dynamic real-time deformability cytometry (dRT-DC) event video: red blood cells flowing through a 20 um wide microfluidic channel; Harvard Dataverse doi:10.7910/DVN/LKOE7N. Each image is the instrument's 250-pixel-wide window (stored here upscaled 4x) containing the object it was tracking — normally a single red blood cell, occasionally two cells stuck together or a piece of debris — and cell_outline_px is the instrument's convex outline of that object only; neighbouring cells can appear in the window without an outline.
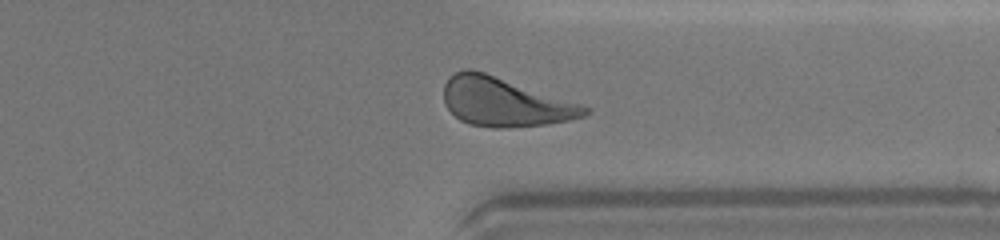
{"species": "human", "species_latin": "Homo sapiens", "temperature_condition": "warm", "stored_images_in_passage": 32, "camera_frame_rate_fps": 3000, "um_per_image_px": 0.085, "donor": {"sex": "female"}, "frame": {"image": 1, "passage_image": 22, "time_ms": 7.0, "image_size_px": [1000, 240], "cell_outline_px": [[592, 108], [584, 116], [568, 120], [544, 124], [500, 128], [492, 128], [468, 124], [460, 120], [444, 104], [444, 84], [448, 76], [464, 68], [472, 68], [584, 104]], "centroid_in_image_um": [42.89, 8.65], "position_along_channel_um": 368.5, "area_um2": 40.29}}
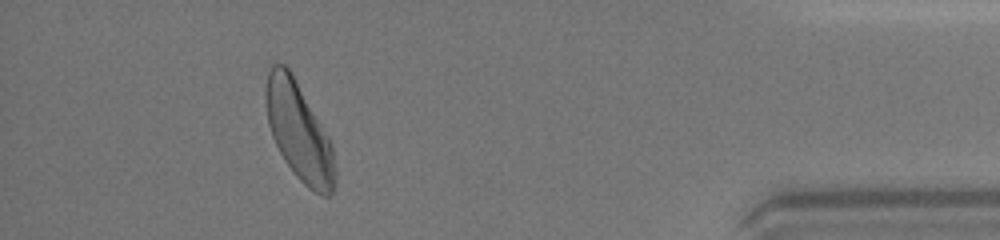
{"frame": {"image": 2, "passage_image": 28, "time_ms": 9.0, "image_size_px": [1000, 240], "cell_outline_px": [[336, 184], [332, 192], [328, 196], [320, 196], [308, 188], [296, 176], [284, 160], [272, 136], [268, 124], [264, 100], [264, 88], [268, 72], [272, 64], [284, 64], [292, 72], [328, 136], [332, 148], [336, 172]], "centroid_in_image_um": [25.39, 11.19], "position_along_channel_um": 409.8, "area_um2": 39.65}, "authors_computed_cell_mechanics": {"area_um2": 39.4485, "velocity_mm_per_s": 4.3586, "shape_relaxation_time_tau1_ms": 4.8922, "shape_relaxation_time_tau2_ms": 0.9775, "deformation_change_tau1": 0.1841, "deformation_change_tau2": 0.1002}}